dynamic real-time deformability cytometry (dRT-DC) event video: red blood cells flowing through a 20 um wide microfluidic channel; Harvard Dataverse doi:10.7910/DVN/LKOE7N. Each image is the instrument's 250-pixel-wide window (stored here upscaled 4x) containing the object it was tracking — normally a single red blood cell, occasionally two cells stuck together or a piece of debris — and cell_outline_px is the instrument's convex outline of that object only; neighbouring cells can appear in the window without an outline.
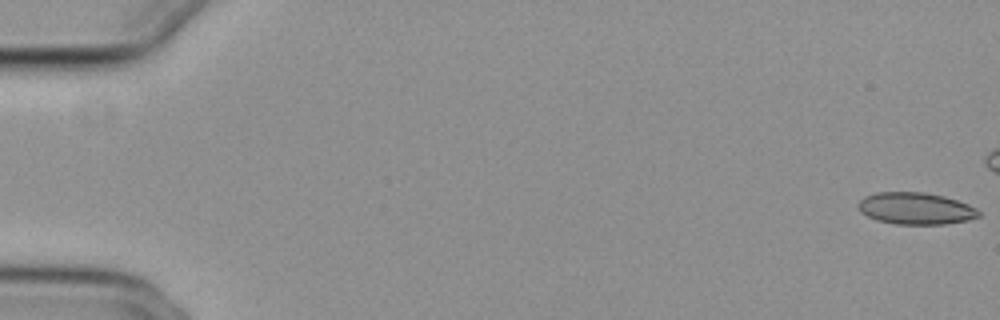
{"species": "common noctule bat (a hibernating species)", "species_latin": "Nyctalus noctula", "temperature_condition": "cold", "stored_images_in_passage": 47, "camera_frame_rate_fps": 3000, "um_per_image_px": 0.085, "animal": {"sex": "female", "body_mass_g": 29.2, "forearm_length_mm": 56.3}, "frame": {"image": 1, "passage_image": 1, "time_ms": 0.0, "image_size_px": [1000, 320], "cell_outline_px": [[980, 216], [968, 220], [944, 224], [896, 224], [876, 220], [860, 212], [856, 204], [864, 196], [876, 192], [924, 192], [944, 196], [968, 204], [976, 208], [980, 212]], "centroid_in_image_um": [77.81, 17.71], "position_along_channel_um": 7.2, "area_um2": 22.48}}
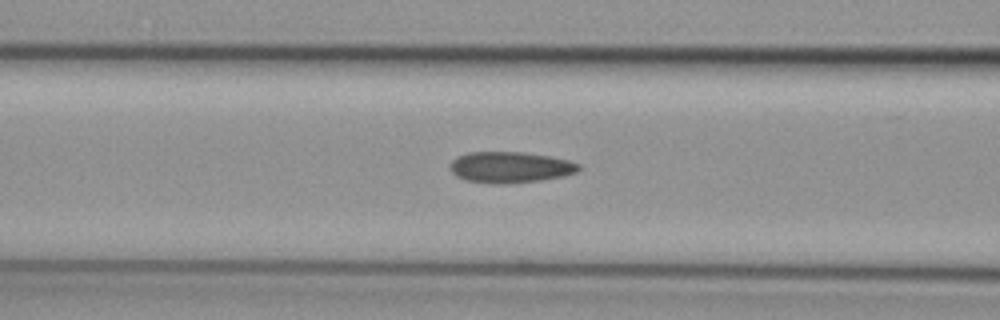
{"frame": {"image": 2, "passage_image": 23, "time_ms": 7.333, "image_size_px": [1000, 320], "cell_outline_px": [[580, 168], [576, 172], [564, 176], [540, 180], [508, 184], [496, 184], [464, 180], [456, 176], [448, 168], [448, 164], [456, 156], [468, 152], [524, 152], [552, 156], [568, 160], [580, 164]], "centroid_in_image_um": [43.33, 14.21], "position_along_channel_um": 123.3, "area_um2": 23.64}}
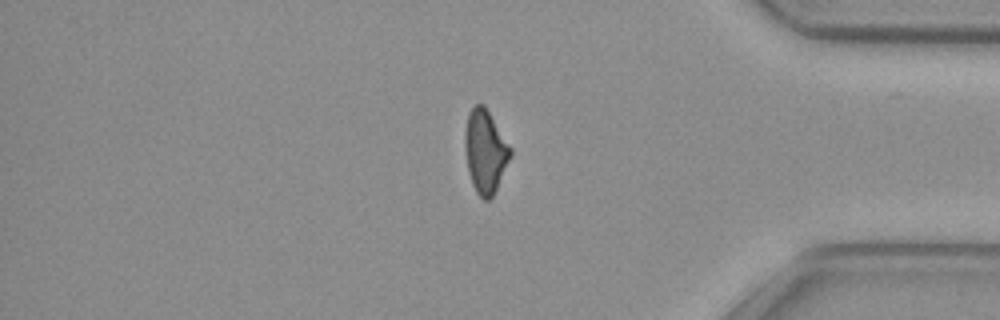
{"frame": {"image": 3, "passage_image": 46, "time_ms": 15.0, "image_size_px": [1000, 320], "cell_outline_px": [[512, 156], [492, 196], [488, 200], [484, 200], [476, 192], [472, 184], [468, 172], [464, 144], [464, 140], [468, 112], [476, 104], [484, 104], [512, 148]], "centroid_in_image_um": [41.25, 12.86], "position_along_channel_um": 394.0, "area_um2": 22.02}}